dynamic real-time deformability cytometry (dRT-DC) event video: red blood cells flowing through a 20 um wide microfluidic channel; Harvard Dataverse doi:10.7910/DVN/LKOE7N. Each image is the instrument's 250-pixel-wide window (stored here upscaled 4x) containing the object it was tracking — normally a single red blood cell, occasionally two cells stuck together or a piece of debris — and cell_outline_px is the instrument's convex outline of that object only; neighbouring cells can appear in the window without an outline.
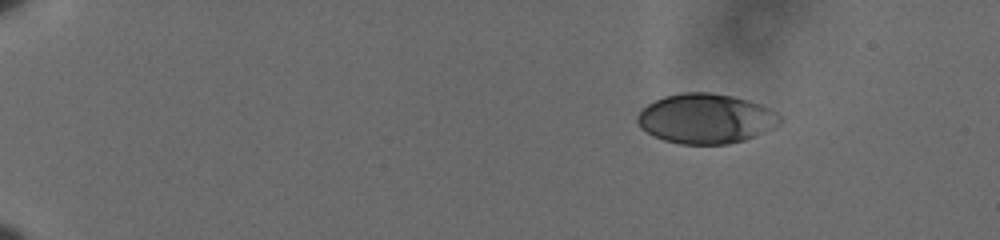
{"species": "human", "species_latin": "Homo sapiens", "temperature_condition": "cold", "stored_images_in_passage": 51, "camera_frame_rate_fps": 3000, "um_per_image_px": 0.085, "donor": {"sex": "male"}, "frame": {"image": 1, "passage_image": 1, "time_ms": 0.0, "image_size_px": [1000, 240], "cell_outline_px": [[780, 120], [772, 128], [744, 140], [728, 144], [680, 144], [664, 140], [640, 128], [636, 120], [636, 116], [648, 104], [664, 96], [680, 92], [712, 92], [732, 96], [748, 100], [760, 104], [776, 112], [780, 116]], "centroid_in_image_um": [59.96, 10.07], "position_along_channel_um": 25.0, "area_um2": 41.1}}
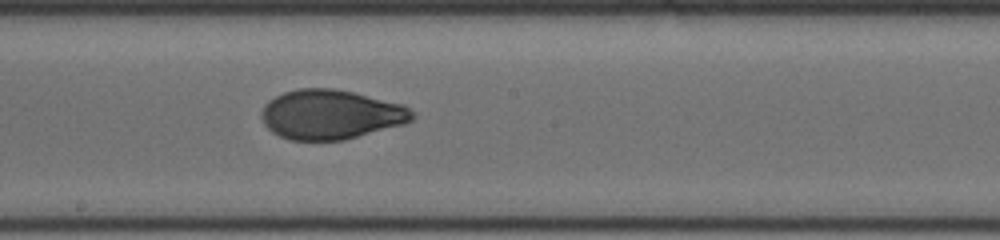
{"frame": {"image": 2, "passage_image": 28, "time_ms": 9.0, "image_size_px": [1000, 240], "cell_outline_px": [[416, 116], [412, 120], [404, 124], [344, 140], [288, 140], [272, 132], [264, 124], [260, 116], [264, 104], [268, 100], [284, 92], [300, 88], [332, 88], [352, 92], [404, 104], [416, 112]], "centroid_in_image_um": [28.13, 9.73], "position_along_channel_um": 220.1, "area_um2": 43.75}}
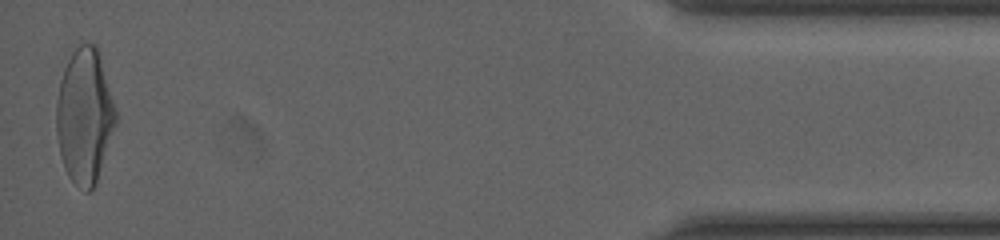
{"frame": {"image": 3, "passage_image": 51, "time_ms": 16.667, "image_size_px": [1000, 240], "cell_outline_px": [[116, 124], [96, 184], [88, 192], [84, 192], [68, 176], [64, 168], [60, 156], [56, 132], [56, 100], [60, 80], [64, 68], [72, 52], [80, 44], [96, 44], [116, 112]], "centroid_in_image_um": [7.17, 9.9], "position_along_channel_um": 428.0, "area_um2": 46.41}, "authors_computed_cell_mechanics": {"area_um2": 43.4078, "velocity_mm_per_s": 3.6021, "shape_relaxation_time_tau1_ms": 5.2704, "shape_relaxation_time_tau2_ms": 1.1823, "deformation_change_tau1": 0.2018, "deformation_change_tau2": 0.0543}}